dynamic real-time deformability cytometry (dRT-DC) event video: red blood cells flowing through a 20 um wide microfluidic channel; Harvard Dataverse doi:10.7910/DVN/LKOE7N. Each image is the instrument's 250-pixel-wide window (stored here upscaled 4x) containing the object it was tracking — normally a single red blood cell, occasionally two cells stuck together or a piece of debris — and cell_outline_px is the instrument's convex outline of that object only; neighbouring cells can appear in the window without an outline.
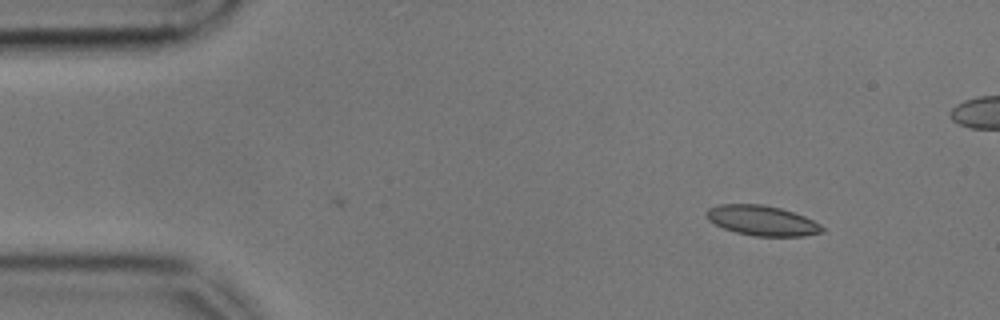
{"species": "common noctule bat (a hibernating species)", "species_latin": "Nyctalus noctula", "temperature_condition": "cold", "stored_images_in_passage": 45, "camera_frame_rate_fps": 3000, "um_per_image_px": 0.085, "animal": {"sex": "male", "body_mass_g": 17.9, "forearm_length_mm": 54.2}, "frame": {"image": 1, "passage_image": 1, "time_ms": 0.0, "image_size_px": [1000, 320], "cell_outline_px": [[824, 232], [804, 236], [752, 236], [736, 232], [724, 228], [708, 220], [704, 216], [708, 208], [720, 204], [760, 204], [780, 208], [804, 216], [820, 224], [824, 228]], "centroid_in_image_um": [64.76, 18.75], "position_along_channel_um": 20.2, "area_um2": 20.23}}
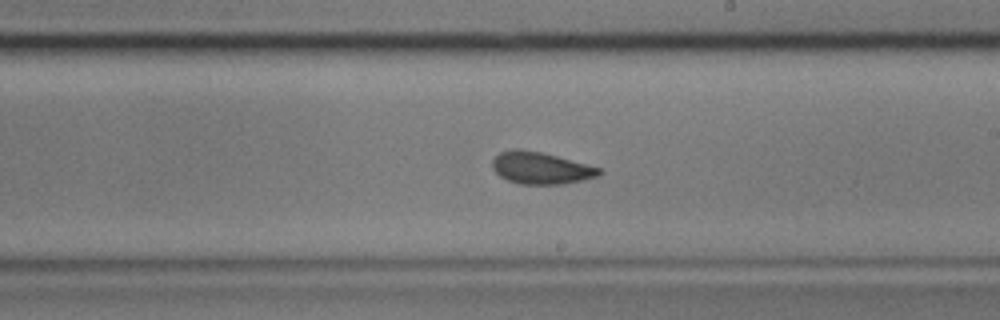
{"frame": {"image": 2, "passage_image": 26, "time_ms": 8.333, "image_size_px": [1000, 320], "cell_outline_px": [[604, 172], [596, 176], [580, 180], [560, 184], [520, 184], [508, 180], [500, 176], [492, 168], [492, 160], [500, 152], [512, 148], [520, 148], [540, 152], [556, 156], [600, 168]], "centroid_in_image_um": [45.91, 14.27], "position_along_channel_um": 243.1, "area_um2": 19.65}}
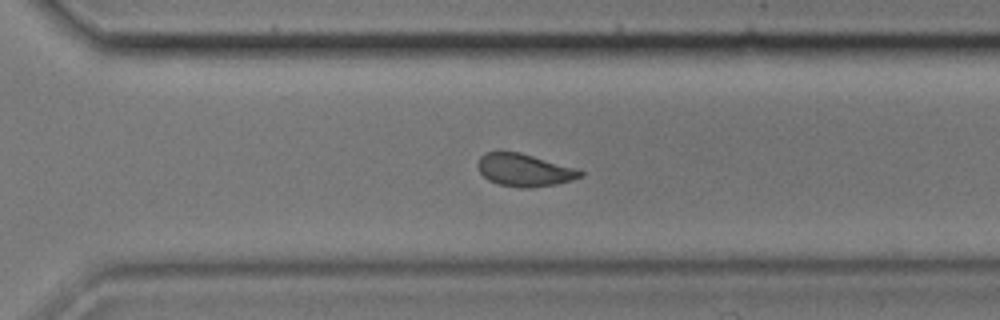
{"frame": {"image": 3, "passage_image": 33, "time_ms": 10.667, "image_size_px": [1000, 320], "cell_outline_px": [[584, 176], [572, 180], [556, 184], [528, 188], [524, 188], [496, 184], [488, 180], [480, 172], [476, 164], [480, 156], [484, 152], [520, 152], [576, 168], [584, 172]], "centroid_in_image_um": [44.56, 14.46], "position_along_channel_um": 326.0, "area_um2": 19.54}, "authors_computed_cell_mechanics": {"area_um2": 19.8254, "velocity_mm_per_s": 3.5717, "shape_relaxation_time_tau1_ms": 7.8945, "shape_relaxation_time_tau2_ms": 3.0342, "deformation_change_tau1": 0.1493, "deformation_change_tau2": 0.071}}